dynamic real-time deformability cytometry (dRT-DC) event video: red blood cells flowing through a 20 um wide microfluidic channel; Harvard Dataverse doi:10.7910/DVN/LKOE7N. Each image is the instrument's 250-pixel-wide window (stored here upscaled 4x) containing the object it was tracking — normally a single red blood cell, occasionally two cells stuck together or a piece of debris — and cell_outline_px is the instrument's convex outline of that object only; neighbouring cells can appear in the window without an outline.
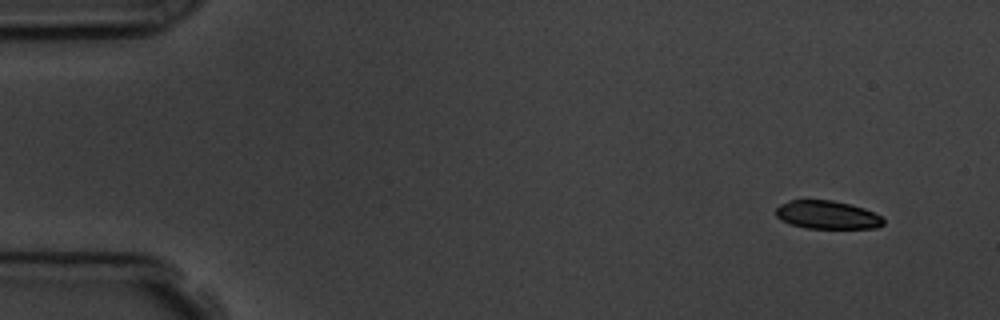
{"species": "common noctule bat (a hibernating species)", "species_latin": "Nyctalus noctula", "temperature_condition": "room temperature", "stored_images_in_passage": 4, "camera_frame_rate_fps": 3000, "um_per_image_px": 0.085, "animal": {"sex": "male", "body_mass_g": 19.5, "forearm_length_mm": 54.6}, "frame": {"image": 1, "passage_image": 1, "time_ms": 0.0, "image_size_px": [1000, 320], "cell_outline_px": [[884, 224], [876, 228], [808, 228], [792, 224], [780, 220], [776, 216], [776, 208], [780, 204], [792, 200], [832, 200], [852, 204], [864, 208], [880, 216], [884, 220]], "centroid_in_image_um": [70.31, 18.26], "position_along_channel_um": 14.7, "area_um2": 17.63}}